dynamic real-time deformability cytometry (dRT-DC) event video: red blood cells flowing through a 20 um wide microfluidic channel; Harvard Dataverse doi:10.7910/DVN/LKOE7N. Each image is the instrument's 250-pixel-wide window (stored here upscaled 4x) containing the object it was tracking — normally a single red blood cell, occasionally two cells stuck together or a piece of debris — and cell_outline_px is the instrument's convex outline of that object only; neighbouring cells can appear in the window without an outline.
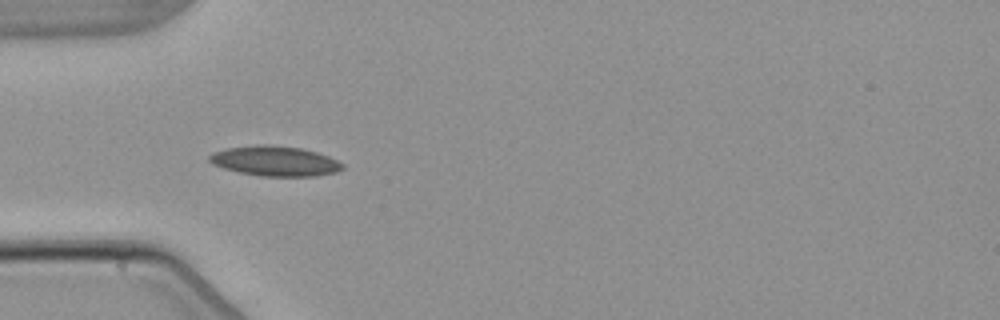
{"species": "common noctule bat (a hibernating species)", "species_latin": "Nyctalus noctula", "temperature_condition": "warm", "stored_images_in_passage": 8, "camera_frame_rate_fps": 3000, "um_per_image_px": 0.085, "animal": {"sex": "male", "body_mass_g": 21.5, "forearm_length_mm": 52.0}, "frame": {"image": 1, "passage_image": 4, "time_ms": 4.667, "image_size_px": [1000, 320], "cell_outline_px": [[344, 168], [336, 172], [316, 176], [260, 176], [240, 172], [224, 168], [212, 164], [208, 160], [208, 156], [212, 152], [228, 148], [256, 144], [264, 144], [300, 148], [316, 152], [328, 156], [344, 164]], "centroid_in_image_um": [23.36, 13.69], "position_along_channel_um": 61.6, "area_um2": 23.24}}
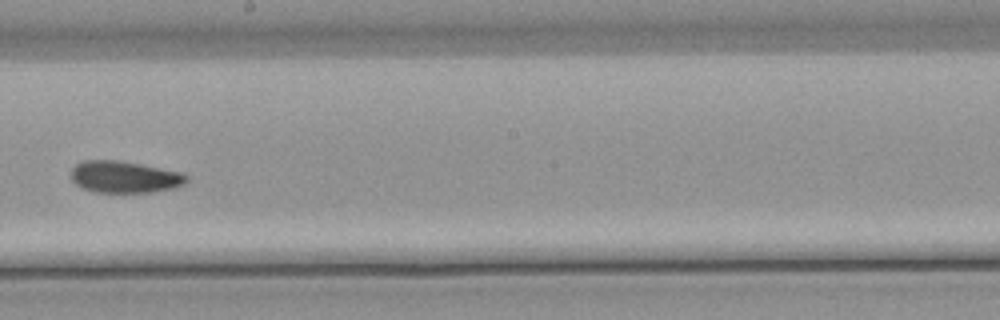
{"frame": {"image": 2, "passage_image": 8, "time_ms": 9.333, "image_size_px": [1000, 320], "cell_outline_px": [[188, 180], [184, 184], [172, 188], [152, 192], [96, 192], [84, 188], [76, 184], [72, 180], [72, 168], [76, 164], [84, 160], [120, 160], [184, 172], [188, 176]], "centroid_in_image_um": [10.62, 15.03], "position_along_channel_um": 237.6, "area_um2": 21.44}}